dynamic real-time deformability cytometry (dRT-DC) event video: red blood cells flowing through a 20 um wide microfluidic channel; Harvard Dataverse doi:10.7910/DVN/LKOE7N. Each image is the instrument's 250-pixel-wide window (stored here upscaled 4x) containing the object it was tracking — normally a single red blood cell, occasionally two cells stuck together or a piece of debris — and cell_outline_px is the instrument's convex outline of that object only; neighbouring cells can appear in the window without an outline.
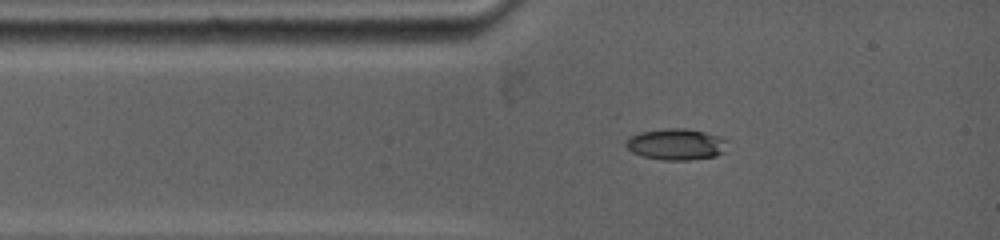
{"species": "common noctule bat (a hibernating species)", "species_latin": "Nyctalus noctula", "temperature_condition": "warm", "stored_images_in_passage": 27, "camera_frame_rate_fps": 5000, "um_per_image_px": 0.085, "animal": {"sex": "female", "body_mass_g": 19.0, "forearm_length_mm": 53.3}, "frame": {"image": 1, "passage_image": 1, "time_ms": 0.0, "image_size_px": [1000, 240], "cell_outline_px": [[724, 152], [716, 156], [688, 160], [664, 160], [644, 156], [632, 152], [624, 144], [632, 136], [640, 132], [668, 128], [684, 128], [704, 132], [716, 136], [724, 140]], "centroid_in_image_um": [57.44, 12.27], "position_along_channel_um": 27.6, "area_um2": 18.03}}
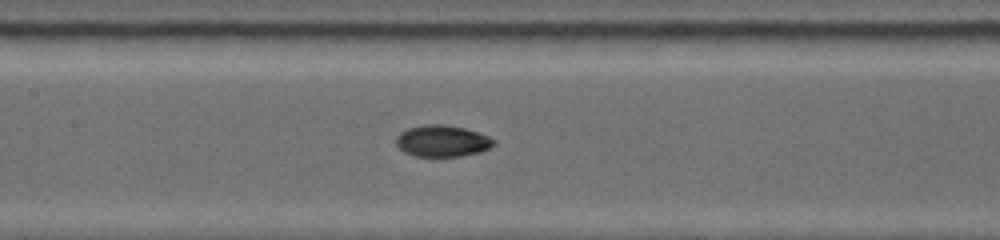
{"frame": {"image": 2, "passage_image": 11, "time_ms": 3.8, "image_size_px": [1000, 240], "cell_outline_px": [[496, 144], [480, 152], [460, 156], [416, 156], [404, 152], [396, 144], [396, 136], [400, 132], [408, 128], [424, 124], [444, 124], [464, 128], [488, 136], [496, 140]], "centroid_in_image_um": [37.58, 11.97], "position_along_channel_um": 169.8, "area_um2": 17.92}}
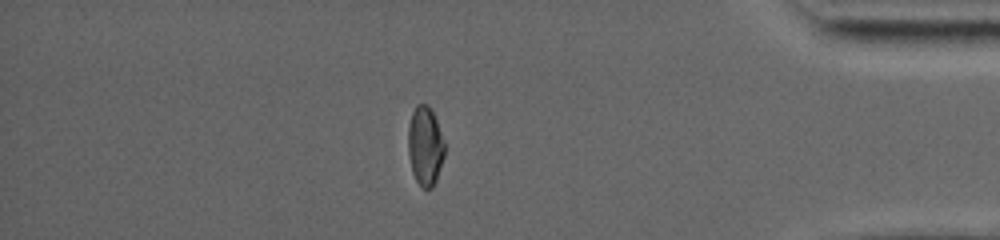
{"frame": {"image": 3, "passage_image": 21, "time_ms": 10.6, "image_size_px": [1000, 240], "cell_outline_px": [[444, 156], [436, 180], [432, 188], [424, 188], [416, 180], [412, 172], [408, 152], [408, 124], [412, 112], [416, 104], [428, 104], [432, 108], [444, 140]], "centroid_in_image_um": [36.13, 12.36], "position_along_channel_um": 399.1, "area_um2": 16.94}, "authors_computed_cell_mechanics": {"area_um2": 17.629, "velocity_mm_per_s": 3.9376, "shape_relaxation_time_tau1_ms": null, "shape_relaxation_time_tau2_ms": 2.0985, "deformation_change_tau1": null, "deformation_change_tau2": 0.0314}}